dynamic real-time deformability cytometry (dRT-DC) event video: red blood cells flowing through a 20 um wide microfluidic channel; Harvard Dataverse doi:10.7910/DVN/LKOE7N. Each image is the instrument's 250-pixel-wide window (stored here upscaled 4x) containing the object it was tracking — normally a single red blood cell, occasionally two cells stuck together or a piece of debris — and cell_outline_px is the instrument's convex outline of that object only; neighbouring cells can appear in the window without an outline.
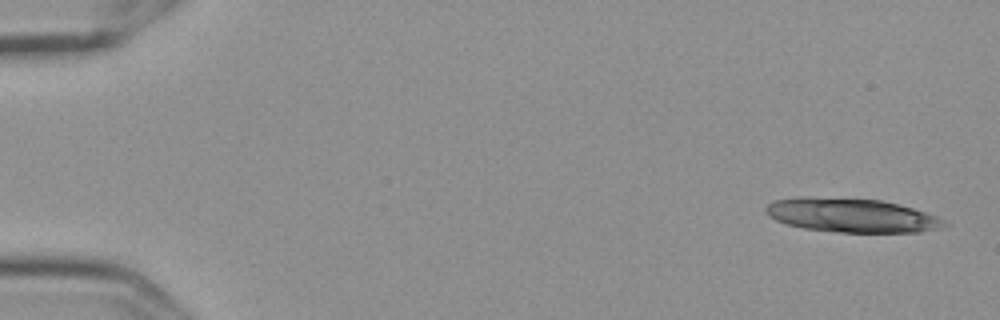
{"species": "Egyptian fruit bat (a non-hibernating species)", "species_latin": "Rousettus aegyptiacus", "temperature_condition": "cold", "stored_images_in_passage": 14, "camera_frame_rate_fps": 3000, "um_per_image_px": 0.085, "frame": {"image": 1, "passage_image": 1, "time_ms": 0.0, "image_size_px": [1000, 320], "cell_outline_px": [[952, 224], [944, 228], [920, 232], [836, 232], [804, 228], [788, 224], [776, 220], [768, 216], [764, 212], [764, 208], [768, 204], [776, 200], [800, 196], [880, 200], [912, 208], [936, 216]], "centroid_in_image_um": [72.39, 18.31], "position_along_channel_um": 12.6, "area_um2": 35.32}}
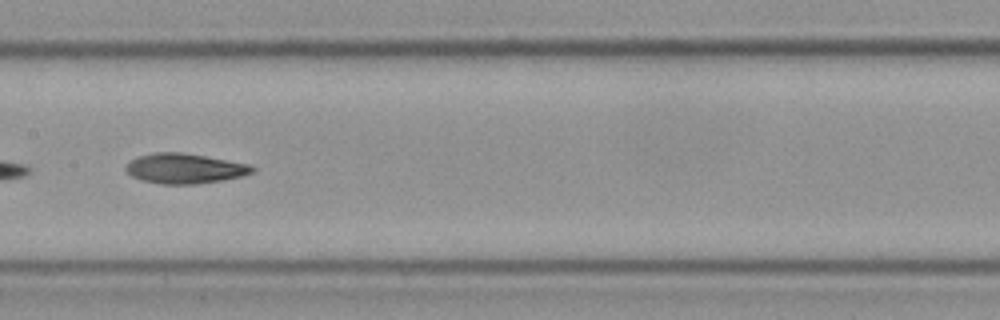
{"frame": {"image": 2, "passage_image": 8, "time_ms": 2.333, "image_size_px": [1000, 320], "cell_outline_px": [[256, 168], [252, 172], [240, 176], [220, 180], [192, 184], [160, 184], [140, 180], [132, 176], [124, 168], [132, 160], [140, 156], [156, 152], [180, 152], [204, 156], [248, 164]], "centroid_in_image_um": [15.66, 14.32], "position_along_channel_um": 191.7, "area_um2": 21.68}}
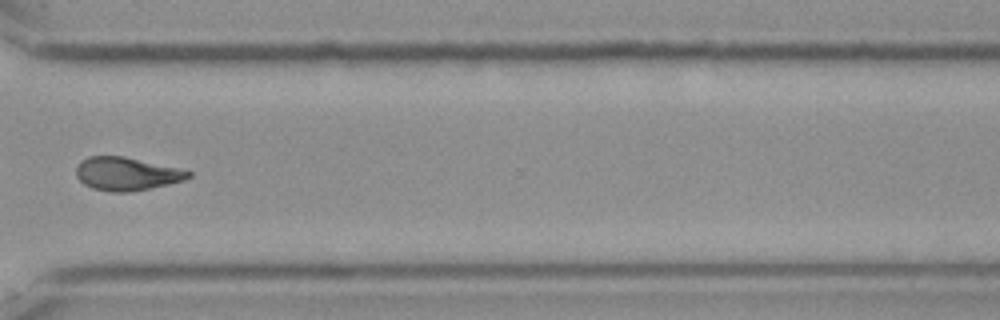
{"frame": {"image": 3, "passage_image": 12, "time_ms": 3.667, "image_size_px": [1000, 320], "cell_outline_px": [[192, 176], [184, 180], [168, 184], [128, 192], [112, 192], [92, 188], [84, 184], [76, 176], [76, 168], [80, 160], [88, 156], [124, 156], [176, 168], [192, 172]], "centroid_in_image_um": [10.71, 14.77], "position_along_channel_um": 359.9, "area_um2": 21.5}}